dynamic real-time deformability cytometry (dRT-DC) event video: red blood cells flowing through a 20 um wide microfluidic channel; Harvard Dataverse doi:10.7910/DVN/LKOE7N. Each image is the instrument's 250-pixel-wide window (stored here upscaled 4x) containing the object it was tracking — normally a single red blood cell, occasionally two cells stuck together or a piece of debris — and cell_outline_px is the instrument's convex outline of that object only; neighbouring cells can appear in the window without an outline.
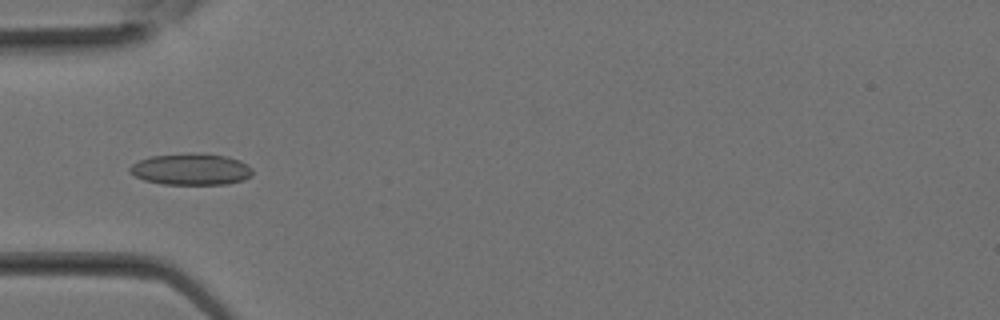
{"species": "Egyptian fruit bat (a non-hibernating species)", "species_latin": "Rousettus aegyptiacus", "temperature_condition": "room temperature", "stored_images_in_passage": 14, "camera_frame_rate_fps": 3000, "um_per_image_px": 0.085, "animal": {"sex": "female"}, "frame": {"image": 1, "passage_image": 7, "time_ms": 2.0, "image_size_px": [1000, 320], "cell_outline_px": [[252, 176], [244, 180], [228, 184], [164, 184], [144, 180], [128, 172], [128, 168], [132, 164], [140, 160], [152, 156], [188, 152], [192, 152], [228, 156], [240, 160], [252, 168]], "centroid_in_image_um": [16.25, 14.38], "position_along_channel_um": 68.7, "area_um2": 22.77}}
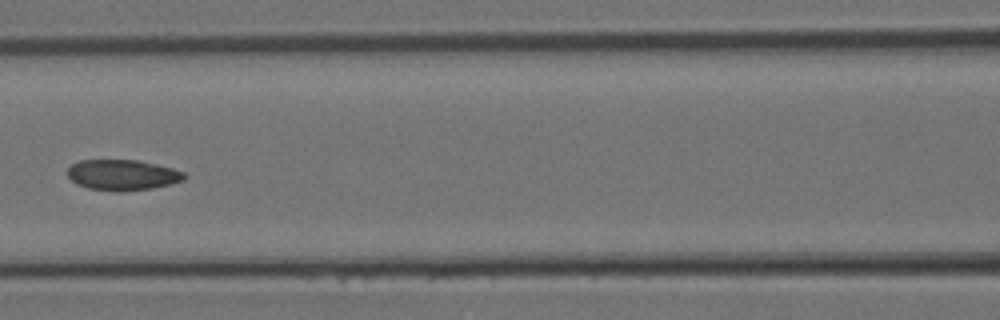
{"frame": {"image": 2, "passage_image": 11, "time_ms": 3.333, "image_size_px": [1000, 320], "cell_outline_px": [[188, 176], [184, 180], [172, 184], [152, 188], [120, 192], [116, 192], [88, 188], [76, 184], [68, 176], [68, 168], [72, 164], [80, 160], [136, 160], [156, 164], [172, 168], [184, 172]], "centroid_in_image_um": [10.43, 14.88], "position_along_channel_um": 156.2, "area_um2": 20.98}}
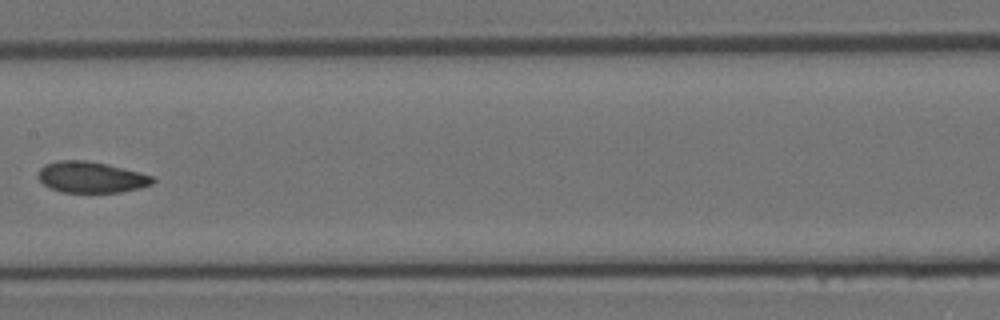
{"frame": {"image": 3, "passage_image": 13, "time_ms": 4.0, "image_size_px": [1000, 320], "cell_outline_px": [[156, 180], [152, 184], [140, 188], [120, 192], [64, 192], [52, 188], [44, 184], [36, 176], [40, 168], [44, 164], [60, 160], [84, 160], [108, 164], [140, 172], [152, 176]], "centroid_in_image_um": [7.75, 15.05], "position_along_channel_um": 199.6, "area_um2": 20.75}}